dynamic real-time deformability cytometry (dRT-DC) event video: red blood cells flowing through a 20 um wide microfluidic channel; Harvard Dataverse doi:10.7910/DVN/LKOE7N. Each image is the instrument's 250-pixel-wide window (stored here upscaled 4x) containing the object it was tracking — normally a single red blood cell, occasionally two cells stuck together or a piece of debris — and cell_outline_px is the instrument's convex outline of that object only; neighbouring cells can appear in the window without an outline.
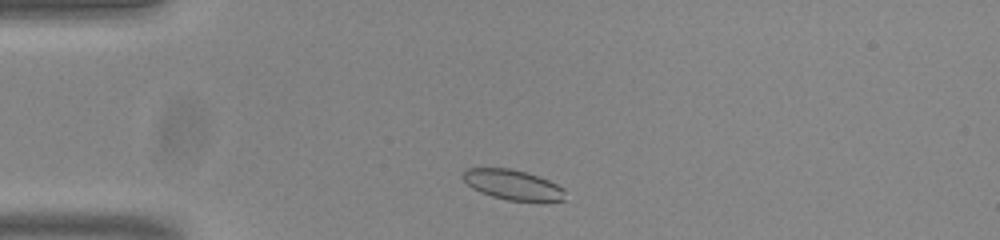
{"species": "common noctule bat (a hibernating species)", "species_latin": "Nyctalus noctula", "temperature_condition": "room temperature", "stored_images_in_passage": 44, "camera_frame_rate_fps": 3000, "um_per_image_px": 0.085, "animal": {"sex": "male", "body_mass_g": 20.0, "forearm_length_mm": 53.3}, "frame": {"image": 1, "passage_image": 3, "time_ms": 0.667, "image_size_px": [1000, 240], "cell_outline_px": [[564, 200], [540, 204], [508, 200], [492, 196], [480, 192], [472, 188], [460, 176], [468, 168], [512, 168], [548, 180], [564, 188]], "centroid_in_image_um": [43.63, 15.75], "position_along_channel_um": 41.4, "area_um2": 18.32}}
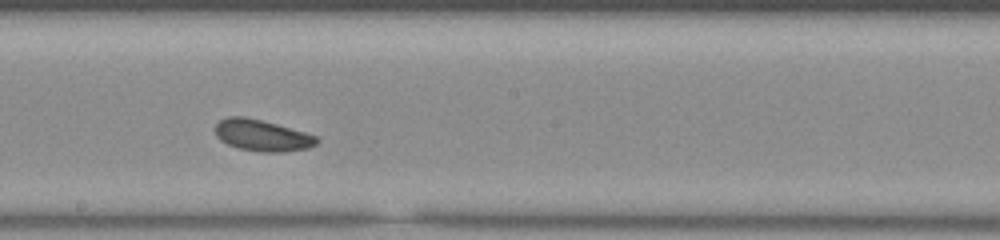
{"frame": {"image": 2, "passage_image": 20, "time_ms": 6.333, "image_size_px": [1000, 240], "cell_outline_px": [[320, 140], [316, 144], [308, 148], [284, 152], [260, 152], [240, 148], [228, 144], [220, 140], [216, 136], [216, 124], [220, 120], [228, 116], [244, 116], [276, 124], [304, 132], [316, 136]], "centroid_in_image_um": [22.28, 11.51], "position_along_channel_um": 225.9, "area_um2": 18.44}}
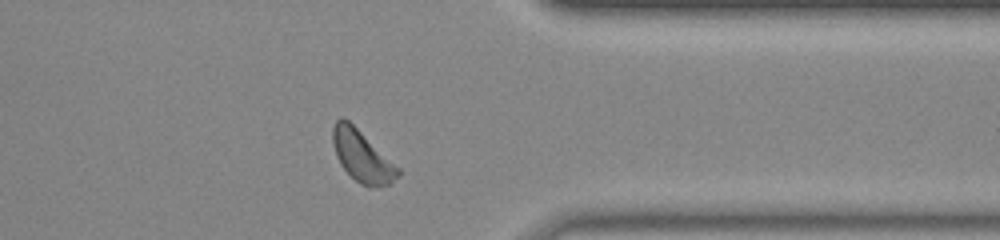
{"frame": {"image": 3, "passage_image": 33, "time_ms": 10.667, "image_size_px": [1000, 240], "cell_outline_px": [[400, 176], [388, 184], [368, 188], [360, 184], [340, 164], [336, 156], [332, 144], [332, 128], [336, 120], [340, 116], [348, 120], [400, 168]], "centroid_in_image_um": [30.76, 13.27], "position_along_channel_um": 380.6, "area_um2": 19.42}}